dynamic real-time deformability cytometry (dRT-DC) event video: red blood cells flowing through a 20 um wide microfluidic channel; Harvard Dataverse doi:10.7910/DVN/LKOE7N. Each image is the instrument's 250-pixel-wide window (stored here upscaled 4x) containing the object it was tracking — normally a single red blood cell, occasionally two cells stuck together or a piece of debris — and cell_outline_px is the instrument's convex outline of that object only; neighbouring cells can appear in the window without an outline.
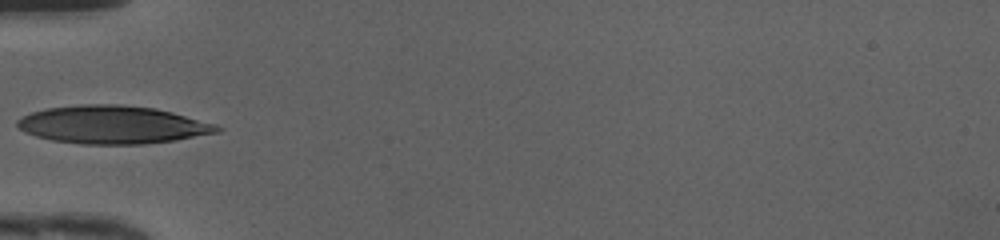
{"species": "human", "species_latin": "Homo sapiens", "temperature_condition": "cold", "stored_images_in_passage": 17, "camera_frame_rate_fps": 3000, "um_per_image_px": 0.085, "donor": {"sex": "female"}, "frame": {"image": 1, "passage_image": 1, "time_ms": 0.0, "image_size_px": [1000, 240], "cell_outline_px": [[196, 132], [184, 136], [160, 140], [76, 140], [64, 108], [140, 108], [164, 112], [188, 120]], "centroid_in_image_um": [10.71, 10.57], "position_along_channel_um": 74.3, "area_um2": 25.49}}
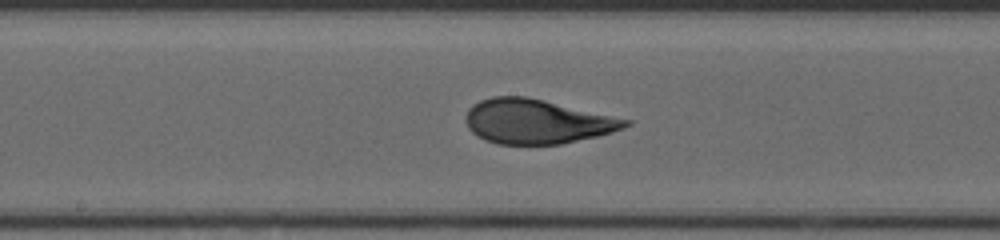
{"frame": {"image": 2, "passage_image": 10, "time_ms": 3.0, "image_size_px": [1000, 240], "cell_outline_px": [[620, 124], [604, 132], [568, 140], [544, 144], [516, 144], [496, 140], [488, 136], [476, 108], [480, 104], [488, 100], [532, 100], [548, 104]], "centroid_in_image_um": [45.62, 10.4], "position_along_channel_um": 202.6, "area_um2": 31.15}}
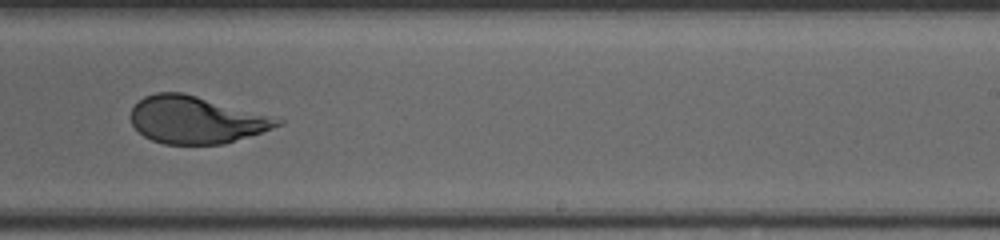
{"frame": {"image": 3, "passage_image": 15, "time_ms": 4.667, "image_size_px": [1000, 240], "cell_outline_px": [[264, 128], [256, 132], [228, 140], [216, 140], [140, 104], [144, 100], [152, 96], [188, 96], [200, 100]], "centroid_in_image_um": [17.13, 9.93], "position_along_channel_um": 271.9, "area_um2": 19.36}}